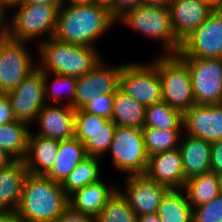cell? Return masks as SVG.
<instances>
[{
	"mask_svg": "<svg viewBox=\"0 0 222 222\" xmlns=\"http://www.w3.org/2000/svg\"><path fill=\"white\" fill-rule=\"evenodd\" d=\"M86 157L88 155L84 144L77 138L60 141L56 161L46 176L54 182L62 184Z\"/></svg>",
	"mask_w": 222,
	"mask_h": 222,
	"instance_id": "23",
	"label": "cell"
},
{
	"mask_svg": "<svg viewBox=\"0 0 222 222\" xmlns=\"http://www.w3.org/2000/svg\"><path fill=\"white\" fill-rule=\"evenodd\" d=\"M114 104V94H98L96 98L88 102L82 109L88 113L111 119Z\"/></svg>",
	"mask_w": 222,
	"mask_h": 222,
	"instance_id": "36",
	"label": "cell"
},
{
	"mask_svg": "<svg viewBox=\"0 0 222 222\" xmlns=\"http://www.w3.org/2000/svg\"><path fill=\"white\" fill-rule=\"evenodd\" d=\"M119 88L145 107L162 101V84L153 63H123Z\"/></svg>",
	"mask_w": 222,
	"mask_h": 222,
	"instance_id": "8",
	"label": "cell"
},
{
	"mask_svg": "<svg viewBox=\"0 0 222 222\" xmlns=\"http://www.w3.org/2000/svg\"><path fill=\"white\" fill-rule=\"evenodd\" d=\"M182 129L142 128L148 156L179 148Z\"/></svg>",
	"mask_w": 222,
	"mask_h": 222,
	"instance_id": "30",
	"label": "cell"
},
{
	"mask_svg": "<svg viewBox=\"0 0 222 222\" xmlns=\"http://www.w3.org/2000/svg\"><path fill=\"white\" fill-rule=\"evenodd\" d=\"M33 62L26 42L0 39V93L6 95L18 87L38 67Z\"/></svg>",
	"mask_w": 222,
	"mask_h": 222,
	"instance_id": "10",
	"label": "cell"
},
{
	"mask_svg": "<svg viewBox=\"0 0 222 222\" xmlns=\"http://www.w3.org/2000/svg\"><path fill=\"white\" fill-rule=\"evenodd\" d=\"M156 214L161 222H193L192 207L183 190H169L161 200Z\"/></svg>",
	"mask_w": 222,
	"mask_h": 222,
	"instance_id": "27",
	"label": "cell"
},
{
	"mask_svg": "<svg viewBox=\"0 0 222 222\" xmlns=\"http://www.w3.org/2000/svg\"><path fill=\"white\" fill-rule=\"evenodd\" d=\"M118 22L145 37L160 41L163 55L179 54L182 42L174 32L168 8L140 3L122 15Z\"/></svg>",
	"mask_w": 222,
	"mask_h": 222,
	"instance_id": "4",
	"label": "cell"
},
{
	"mask_svg": "<svg viewBox=\"0 0 222 222\" xmlns=\"http://www.w3.org/2000/svg\"><path fill=\"white\" fill-rule=\"evenodd\" d=\"M114 169L127 175L144 174L148 165L142 129L117 126L108 151Z\"/></svg>",
	"mask_w": 222,
	"mask_h": 222,
	"instance_id": "7",
	"label": "cell"
},
{
	"mask_svg": "<svg viewBox=\"0 0 222 222\" xmlns=\"http://www.w3.org/2000/svg\"><path fill=\"white\" fill-rule=\"evenodd\" d=\"M117 189L109 198L100 215L98 222H137V216L129 207L126 198Z\"/></svg>",
	"mask_w": 222,
	"mask_h": 222,
	"instance_id": "32",
	"label": "cell"
},
{
	"mask_svg": "<svg viewBox=\"0 0 222 222\" xmlns=\"http://www.w3.org/2000/svg\"><path fill=\"white\" fill-rule=\"evenodd\" d=\"M102 61L97 65L98 94H114L120 87L123 64L111 67L105 66Z\"/></svg>",
	"mask_w": 222,
	"mask_h": 222,
	"instance_id": "34",
	"label": "cell"
},
{
	"mask_svg": "<svg viewBox=\"0 0 222 222\" xmlns=\"http://www.w3.org/2000/svg\"><path fill=\"white\" fill-rule=\"evenodd\" d=\"M0 222H20L14 214H0Z\"/></svg>",
	"mask_w": 222,
	"mask_h": 222,
	"instance_id": "47",
	"label": "cell"
},
{
	"mask_svg": "<svg viewBox=\"0 0 222 222\" xmlns=\"http://www.w3.org/2000/svg\"><path fill=\"white\" fill-rule=\"evenodd\" d=\"M186 135L207 142L222 140V104H195L183 114Z\"/></svg>",
	"mask_w": 222,
	"mask_h": 222,
	"instance_id": "15",
	"label": "cell"
},
{
	"mask_svg": "<svg viewBox=\"0 0 222 222\" xmlns=\"http://www.w3.org/2000/svg\"><path fill=\"white\" fill-rule=\"evenodd\" d=\"M152 63L161 80L162 101L184 114L196 104L186 63L178 55L162 54Z\"/></svg>",
	"mask_w": 222,
	"mask_h": 222,
	"instance_id": "6",
	"label": "cell"
},
{
	"mask_svg": "<svg viewBox=\"0 0 222 222\" xmlns=\"http://www.w3.org/2000/svg\"><path fill=\"white\" fill-rule=\"evenodd\" d=\"M137 222H161V219L157 214H146L137 216Z\"/></svg>",
	"mask_w": 222,
	"mask_h": 222,
	"instance_id": "43",
	"label": "cell"
},
{
	"mask_svg": "<svg viewBox=\"0 0 222 222\" xmlns=\"http://www.w3.org/2000/svg\"><path fill=\"white\" fill-rule=\"evenodd\" d=\"M219 183H220V190H221V194H222V174L219 175Z\"/></svg>",
	"mask_w": 222,
	"mask_h": 222,
	"instance_id": "52",
	"label": "cell"
},
{
	"mask_svg": "<svg viewBox=\"0 0 222 222\" xmlns=\"http://www.w3.org/2000/svg\"><path fill=\"white\" fill-rule=\"evenodd\" d=\"M142 3V0H115V19L118 20L128 10Z\"/></svg>",
	"mask_w": 222,
	"mask_h": 222,
	"instance_id": "40",
	"label": "cell"
},
{
	"mask_svg": "<svg viewBox=\"0 0 222 222\" xmlns=\"http://www.w3.org/2000/svg\"><path fill=\"white\" fill-rule=\"evenodd\" d=\"M28 174L25 162L13 160L7 166L0 167V212L14 214Z\"/></svg>",
	"mask_w": 222,
	"mask_h": 222,
	"instance_id": "19",
	"label": "cell"
},
{
	"mask_svg": "<svg viewBox=\"0 0 222 222\" xmlns=\"http://www.w3.org/2000/svg\"><path fill=\"white\" fill-rule=\"evenodd\" d=\"M210 171L222 174V140L211 143Z\"/></svg>",
	"mask_w": 222,
	"mask_h": 222,
	"instance_id": "38",
	"label": "cell"
},
{
	"mask_svg": "<svg viewBox=\"0 0 222 222\" xmlns=\"http://www.w3.org/2000/svg\"><path fill=\"white\" fill-rule=\"evenodd\" d=\"M180 58H222V15L215 10L182 41Z\"/></svg>",
	"mask_w": 222,
	"mask_h": 222,
	"instance_id": "12",
	"label": "cell"
},
{
	"mask_svg": "<svg viewBox=\"0 0 222 222\" xmlns=\"http://www.w3.org/2000/svg\"><path fill=\"white\" fill-rule=\"evenodd\" d=\"M125 181L126 188L120 192L136 216L156 214L169 189L152 181L145 174L127 175Z\"/></svg>",
	"mask_w": 222,
	"mask_h": 222,
	"instance_id": "14",
	"label": "cell"
},
{
	"mask_svg": "<svg viewBox=\"0 0 222 222\" xmlns=\"http://www.w3.org/2000/svg\"><path fill=\"white\" fill-rule=\"evenodd\" d=\"M16 121L9 98L5 94L0 95V125Z\"/></svg>",
	"mask_w": 222,
	"mask_h": 222,
	"instance_id": "39",
	"label": "cell"
},
{
	"mask_svg": "<svg viewBox=\"0 0 222 222\" xmlns=\"http://www.w3.org/2000/svg\"><path fill=\"white\" fill-rule=\"evenodd\" d=\"M13 159L9 157L6 152L0 148V167L7 166Z\"/></svg>",
	"mask_w": 222,
	"mask_h": 222,
	"instance_id": "46",
	"label": "cell"
},
{
	"mask_svg": "<svg viewBox=\"0 0 222 222\" xmlns=\"http://www.w3.org/2000/svg\"><path fill=\"white\" fill-rule=\"evenodd\" d=\"M54 75L53 81H51V85L48 83L49 80V73L43 71V79H44V89H45V101L46 103L51 101L62 102L67 96V103L68 106H72L74 108V99H75V92H76V77L73 76H64L58 74H50ZM63 91V93L61 92ZM64 90L66 91V95L63 97Z\"/></svg>",
	"mask_w": 222,
	"mask_h": 222,
	"instance_id": "31",
	"label": "cell"
},
{
	"mask_svg": "<svg viewBox=\"0 0 222 222\" xmlns=\"http://www.w3.org/2000/svg\"><path fill=\"white\" fill-rule=\"evenodd\" d=\"M117 189L116 185L107 186L106 182L100 179L70 194L69 206L78 212L97 218Z\"/></svg>",
	"mask_w": 222,
	"mask_h": 222,
	"instance_id": "20",
	"label": "cell"
},
{
	"mask_svg": "<svg viewBox=\"0 0 222 222\" xmlns=\"http://www.w3.org/2000/svg\"><path fill=\"white\" fill-rule=\"evenodd\" d=\"M27 123L14 121L0 125V148L13 160L24 161L28 152L30 131Z\"/></svg>",
	"mask_w": 222,
	"mask_h": 222,
	"instance_id": "25",
	"label": "cell"
},
{
	"mask_svg": "<svg viewBox=\"0 0 222 222\" xmlns=\"http://www.w3.org/2000/svg\"><path fill=\"white\" fill-rule=\"evenodd\" d=\"M97 88V66H95L89 73L77 77L74 109H81L96 98L98 96Z\"/></svg>",
	"mask_w": 222,
	"mask_h": 222,
	"instance_id": "33",
	"label": "cell"
},
{
	"mask_svg": "<svg viewBox=\"0 0 222 222\" xmlns=\"http://www.w3.org/2000/svg\"><path fill=\"white\" fill-rule=\"evenodd\" d=\"M146 107L120 88L114 93L111 120L122 127L144 128Z\"/></svg>",
	"mask_w": 222,
	"mask_h": 222,
	"instance_id": "24",
	"label": "cell"
},
{
	"mask_svg": "<svg viewBox=\"0 0 222 222\" xmlns=\"http://www.w3.org/2000/svg\"><path fill=\"white\" fill-rule=\"evenodd\" d=\"M35 121L40 126L36 135L58 141L74 138L75 109L64 102L59 106L46 103Z\"/></svg>",
	"mask_w": 222,
	"mask_h": 222,
	"instance_id": "16",
	"label": "cell"
},
{
	"mask_svg": "<svg viewBox=\"0 0 222 222\" xmlns=\"http://www.w3.org/2000/svg\"><path fill=\"white\" fill-rule=\"evenodd\" d=\"M144 174L169 190H182L186 179L179 148L149 156Z\"/></svg>",
	"mask_w": 222,
	"mask_h": 222,
	"instance_id": "17",
	"label": "cell"
},
{
	"mask_svg": "<svg viewBox=\"0 0 222 222\" xmlns=\"http://www.w3.org/2000/svg\"><path fill=\"white\" fill-rule=\"evenodd\" d=\"M100 169V158L88 156L69 174L61 184L62 188L69 196L74 191L102 179Z\"/></svg>",
	"mask_w": 222,
	"mask_h": 222,
	"instance_id": "28",
	"label": "cell"
},
{
	"mask_svg": "<svg viewBox=\"0 0 222 222\" xmlns=\"http://www.w3.org/2000/svg\"><path fill=\"white\" fill-rule=\"evenodd\" d=\"M60 141L36 135L31 130L28 152L24 159L28 173L47 175L54 166Z\"/></svg>",
	"mask_w": 222,
	"mask_h": 222,
	"instance_id": "21",
	"label": "cell"
},
{
	"mask_svg": "<svg viewBox=\"0 0 222 222\" xmlns=\"http://www.w3.org/2000/svg\"><path fill=\"white\" fill-rule=\"evenodd\" d=\"M95 3L109 8L112 16L115 18V0H95Z\"/></svg>",
	"mask_w": 222,
	"mask_h": 222,
	"instance_id": "44",
	"label": "cell"
},
{
	"mask_svg": "<svg viewBox=\"0 0 222 222\" xmlns=\"http://www.w3.org/2000/svg\"><path fill=\"white\" fill-rule=\"evenodd\" d=\"M117 125L105 117L75 110L74 137L84 144L88 156L102 159L114 138Z\"/></svg>",
	"mask_w": 222,
	"mask_h": 222,
	"instance_id": "11",
	"label": "cell"
},
{
	"mask_svg": "<svg viewBox=\"0 0 222 222\" xmlns=\"http://www.w3.org/2000/svg\"><path fill=\"white\" fill-rule=\"evenodd\" d=\"M205 3H208L213 9L221 2V0H203Z\"/></svg>",
	"mask_w": 222,
	"mask_h": 222,
	"instance_id": "50",
	"label": "cell"
},
{
	"mask_svg": "<svg viewBox=\"0 0 222 222\" xmlns=\"http://www.w3.org/2000/svg\"><path fill=\"white\" fill-rule=\"evenodd\" d=\"M96 47L69 44L54 37L38 45V67L49 74L80 77L101 61Z\"/></svg>",
	"mask_w": 222,
	"mask_h": 222,
	"instance_id": "3",
	"label": "cell"
},
{
	"mask_svg": "<svg viewBox=\"0 0 222 222\" xmlns=\"http://www.w3.org/2000/svg\"><path fill=\"white\" fill-rule=\"evenodd\" d=\"M6 95L16 120L31 125L46 104L43 71L37 67L18 87Z\"/></svg>",
	"mask_w": 222,
	"mask_h": 222,
	"instance_id": "13",
	"label": "cell"
},
{
	"mask_svg": "<svg viewBox=\"0 0 222 222\" xmlns=\"http://www.w3.org/2000/svg\"><path fill=\"white\" fill-rule=\"evenodd\" d=\"M8 9L22 0H0Z\"/></svg>",
	"mask_w": 222,
	"mask_h": 222,
	"instance_id": "49",
	"label": "cell"
},
{
	"mask_svg": "<svg viewBox=\"0 0 222 222\" xmlns=\"http://www.w3.org/2000/svg\"><path fill=\"white\" fill-rule=\"evenodd\" d=\"M63 2L70 4H92L95 3V0H63Z\"/></svg>",
	"mask_w": 222,
	"mask_h": 222,
	"instance_id": "48",
	"label": "cell"
},
{
	"mask_svg": "<svg viewBox=\"0 0 222 222\" xmlns=\"http://www.w3.org/2000/svg\"><path fill=\"white\" fill-rule=\"evenodd\" d=\"M172 0H142V3L150 6L168 8Z\"/></svg>",
	"mask_w": 222,
	"mask_h": 222,
	"instance_id": "42",
	"label": "cell"
},
{
	"mask_svg": "<svg viewBox=\"0 0 222 222\" xmlns=\"http://www.w3.org/2000/svg\"><path fill=\"white\" fill-rule=\"evenodd\" d=\"M144 128L183 129V114L164 101L152 104L146 107Z\"/></svg>",
	"mask_w": 222,
	"mask_h": 222,
	"instance_id": "29",
	"label": "cell"
},
{
	"mask_svg": "<svg viewBox=\"0 0 222 222\" xmlns=\"http://www.w3.org/2000/svg\"><path fill=\"white\" fill-rule=\"evenodd\" d=\"M182 190L192 208L206 204L221 193L219 175L210 171L188 178Z\"/></svg>",
	"mask_w": 222,
	"mask_h": 222,
	"instance_id": "26",
	"label": "cell"
},
{
	"mask_svg": "<svg viewBox=\"0 0 222 222\" xmlns=\"http://www.w3.org/2000/svg\"><path fill=\"white\" fill-rule=\"evenodd\" d=\"M116 22L110 9L105 6L63 2L53 37L69 44L95 47V42Z\"/></svg>",
	"mask_w": 222,
	"mask_h": 222,
	"instance_id": "1",
	"label": "cell"
},
{
	"mask_svg": "<svg viewBox=\"0 0 222 222\" xmlns=\"http://www.w3.org/2000/svg\"><path fill=\"white\" fill-rule=\"evenodd\" d=\"M55 222H98L97 218L83 214L68 206Z\"/></svg>",
	"mask_w": 222,
	"mask_h": 222,
	"instance_id": "37",
	"label": "cell"
},
{
	"mask_svg": "<svg viewBox=\"0 0 222 222\" xmlns=\"http://www.w3.org/2000/svg\"><path fill=\"white\" fill-rule=\"evenodd\" d=\"M168 9L174 32L181 42L200 27L214 11L203 0H172Z\"/></svg>",
	"mask_w": 222,
	"mask_h": 222,
	"instance_id": "18",
	"label": "cell"
},
{
	"mask_svg": "<svg viewBox=\"0 0 222 222\" xmlns=\"http://www.w3.org/2000/svg\"><path fill=\"white\" fill-rule=\"evenodd\" d=\"M19 3H32V4H62L63 0H22Z\"/></svg>",
	"mask_w": 222,
	"mask_h": 222,
	"instance_id": "45",
	"label": "cell"
},
{
	"mask_svg": "<svg viewBox=\"0 0 222 222\" xmlns=\"http://www.w3.org/2000/svg\"><path fill=\"white\" fill-rule=\"evenodd\" d=\"M180 140L185 179L210 172L211 143L190 135Z\"/></svg>",
	"mask_w": 222,
	"mask_h": 222,
	"instance_id": "22",
	"label": "cell"
},
{
	"mask_svg": "<svg viewBox=\"0 0 222 222\" xmlns=\"http://www.w3.org/2000/svg\"><path fill=\"white\" fill-rule=\"evenodd\" d=\"M193 222H222V194L210 202L192 208Z\"/></svg>",
	"mask_w": 222,
	"mask_h": 222,
	"instance_id": "35",
	"label": "cell"
},
{
	"mask_svg": "<svg viewBox=\"0 0 222 222\" xmlns=\"http://www.w3.org/2000/svg\"><path fill=\"white\" fill-rule=\"evenodd\" d=\"M218 14L222 15V0L214 9Z\"/></svg>",
	"mask_w": 222,
	"mask_h": 222,
	"instance_id": "51",
	"label": "cell"
},
{
	"mask_svg": "<svg viewBox=\"0 0 222 222\" xmlns=\"http://www.w3.org/2000/svg\"><path fill=\"white\" fill-rule=\"evenodd\" d=\"M61 5L18 3L11 6L9 9H14V14L8 21L7 37L27 43L41 37L37 45L53 37Z\"/></svg>",
	"mask_w": 222,
	"mask_h": 222,
	"instance_id": "5",
	"label": "cell"
},
{
	"mask_svg": "<svg viewBox=\"0 0 222 222\" xmlns=\"http://www.w3.org/2000/svg\"><path fill=\"white\" fill-rule=\"evenodd\" d=\"M68 206V195L60 183L28 173L14 215L20 222H55Z\"/></svg>",
	"mask_w": 222,
	"mask_h": 222,
	"instance_id": "2",
	"label": "cell"
},
{
	"mask_svg": "<svg viewBox=\"0 0 222 222\" xmlns=\"http://www.w3.org/2000/svg\"><path fill=\"white\" fill-rule=\"evenodd\" d=\"M8 13V8L0 1V39L6 38L8 35V23L6 14ZM6 20V21H5Z\"/></svg>",
	"mask_w": 222,
	"mask_h": 222,
	"instance_id": "41",
	"label": "cell"
},
{
	"mask_svg": "<svg viewBox=\"0 0 222 222\" xmlns=\"http://www.w3.org/2000/svg\"><path fill=\"white\" fill-rule=\"evenodd\" d=\"M187 65L195 103L222 104V58H181Z\"/></svg>",
	"mask_w": 222,
	"mask_h": 222,
	"instance_id": "9",
	"label": "cell"
}]
</instances>
